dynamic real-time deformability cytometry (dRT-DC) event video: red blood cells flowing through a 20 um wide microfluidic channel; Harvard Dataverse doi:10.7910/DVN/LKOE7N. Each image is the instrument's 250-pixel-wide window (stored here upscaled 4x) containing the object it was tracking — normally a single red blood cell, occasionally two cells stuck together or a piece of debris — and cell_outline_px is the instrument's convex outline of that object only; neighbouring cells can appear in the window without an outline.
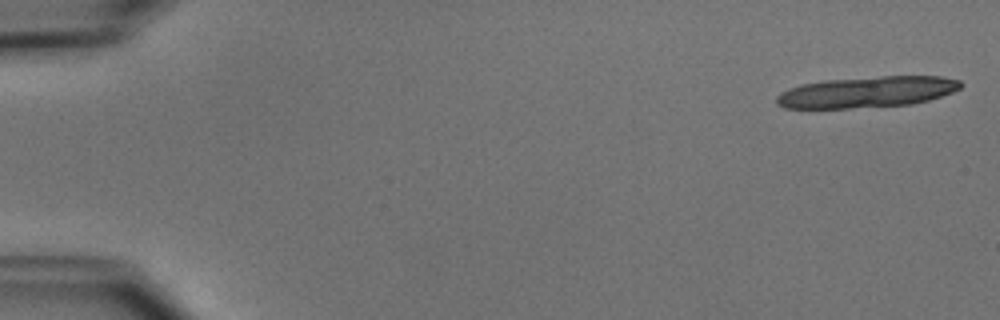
{"species": "common noctule bat (a hibernating species)", "species_latin": "Nyctalus noctula", "temperature_condition": "cold", "stored_images_in_passage": 33, "segment_of_instrument_passage": [1, 2], "camera_frame_rate_fps": 3000, "um_per_image_px": 0.085, "animal": {"sex": "male", "body_mass_g": 15.6}, "frame": {"image": 1, "passage_image": 1, "time_ms": 0.0, "image_size_px": [1000, 320], "cell_outline_px": [[964, 84], [960, 88], [952, 92], [928, 100], [912, 104], [848, 108], [784, 108], [776, 104], [776, 96], [780, 92], [788, 88], [804, 84], [824, 80], [880, 76], [940, 76], [960, 80]], "centroid_in_image_um": [73.68, 7.82], "position_along_channel_um": 11.3, "area_um2": 33.35}}